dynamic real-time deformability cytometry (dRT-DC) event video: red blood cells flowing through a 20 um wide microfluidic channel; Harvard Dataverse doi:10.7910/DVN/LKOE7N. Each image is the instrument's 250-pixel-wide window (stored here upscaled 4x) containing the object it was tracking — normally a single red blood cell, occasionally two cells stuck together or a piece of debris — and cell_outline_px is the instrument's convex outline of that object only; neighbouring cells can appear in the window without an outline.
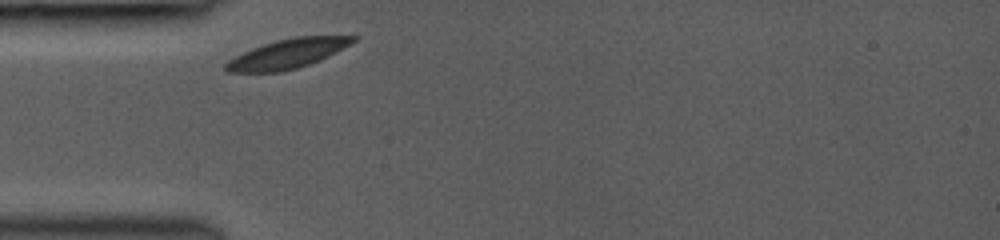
{"species": "common noctule bat (a hibernating species)", "species_latin": "Nyctalus noctula", "temperature_condition": "room temperature", "stored_images_in_passage": 4, "camera_frame_rate_fps": 3000, "um_per_image_px": 0.085, "animal": {"sex": "female", "body_mass_g": 19.0, "forearm_length_mm": 53.3}, "frame": {"image": 1, "passage_image": 1, "time_ms": 0.0, "image_size_px": [1000, 240], "cell_outline_px": [[360, 36], [356, 40], [328, 56], [308, 64], [296, 68], [280, 72], [228, 72], [224, 68], [224, 64], [228, 60], [252, 48], [276, 40], [292, 36]], "centroid_in_image_um": [24.41, 4.56], "position_along_channel_um": 60.6, "area_um2": 21.5}}
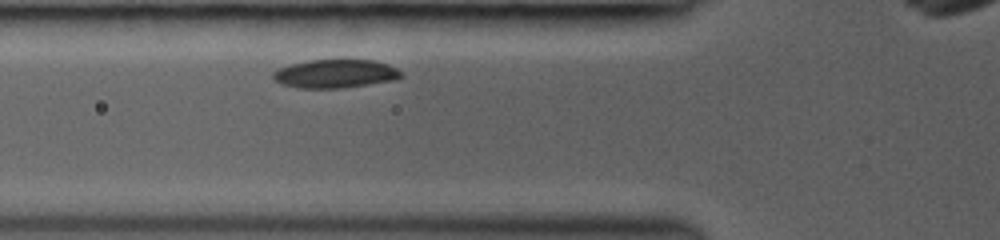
{"frame": {"image": 2, "passage_image": 4, "time_ms": 1.0, "image_size_px": [1000, 240], "cell_outline_px": [[404, 76], [392, 80], [340, 88], [300, 88], [280, 84], [272, 76], [272, 72], [276, 68], [308, 60], [372, 60], [388, 64], [396, 68]], "centroid_in_image_um": [28.45, 6.26], "position_along_channel_um": 97.4, "area_um2": 21.1}}